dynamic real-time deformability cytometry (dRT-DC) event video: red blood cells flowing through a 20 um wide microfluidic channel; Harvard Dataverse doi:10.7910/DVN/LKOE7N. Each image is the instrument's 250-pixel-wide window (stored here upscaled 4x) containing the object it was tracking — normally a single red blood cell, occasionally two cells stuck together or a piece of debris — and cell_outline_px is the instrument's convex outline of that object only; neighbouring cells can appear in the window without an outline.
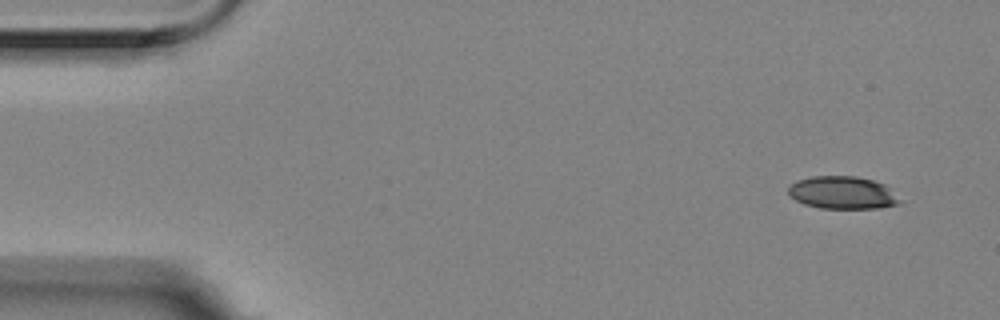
{"species": "Egyptian fruit bat (a non-hibernating species)", "species_latin": "Rousettus aegyptiacus", "temperature_condition": "room temperature", "stored_images_in_passage": 5, "camera_frame_rate_fps": 3000, "um_per_image_px": 0.085, "animal": {"sex": "female"}, "frame": {"image": 1, "passage_image": 1, "time_ms": 0.0, "image_size_px": [1000, 320], "cell_outline_px": [[904, 200], [900, 204], [880, 208], [820, 208], [804, 204], [788, 196], [788, 188], [796, 180], [812, 176], [856, 176], [872, 180], [884, 184]], "centroid_in_image_um": [71.64, 16.38], "position_along_channel_um": 13.4, "area_um2": 21.44}}